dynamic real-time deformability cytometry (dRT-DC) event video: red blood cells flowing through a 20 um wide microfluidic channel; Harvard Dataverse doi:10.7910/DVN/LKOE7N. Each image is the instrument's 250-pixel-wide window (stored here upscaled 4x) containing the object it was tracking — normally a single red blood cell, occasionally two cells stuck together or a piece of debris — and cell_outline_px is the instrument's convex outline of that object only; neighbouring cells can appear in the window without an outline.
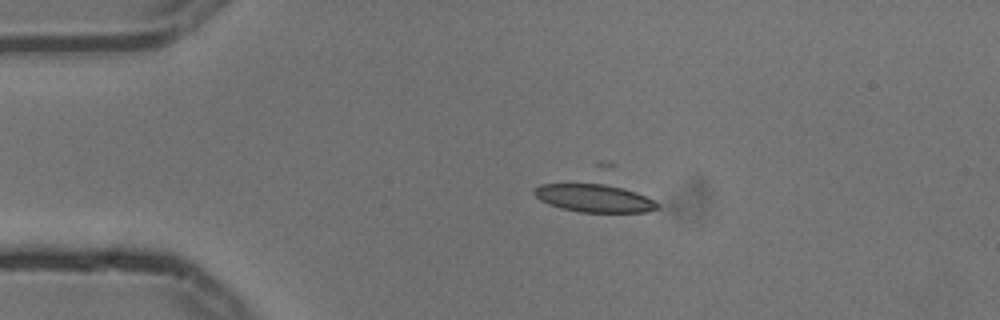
{"species": "common noctule bat (a hibernating species)", "species_latin": "Nyctalus noctula", "temperature_condition": "cold", "stored_images_in_passage": 2, "camera_frame_rate_fps": 3000, "um_per_image_px": 0.085, "animal": {"sex": "male", "body_mass_g": 13.3}, "frame": {"image": 1, "passage_image": 1, "time_ms": 0.0, "image_size_px": [1000, 320], "cell_outline_px": [[660, 208], [644, 212], [580, 212], [560, 208], [548, 204], [540, 200], [532, 192], [540, 184], [596, 180], [624, 188], [636, 192], [660, 204]], "centroid_in_image_um": [50.46, 16.78], "position_along_channel_um": 34.5, "area_um2": 20.98}}